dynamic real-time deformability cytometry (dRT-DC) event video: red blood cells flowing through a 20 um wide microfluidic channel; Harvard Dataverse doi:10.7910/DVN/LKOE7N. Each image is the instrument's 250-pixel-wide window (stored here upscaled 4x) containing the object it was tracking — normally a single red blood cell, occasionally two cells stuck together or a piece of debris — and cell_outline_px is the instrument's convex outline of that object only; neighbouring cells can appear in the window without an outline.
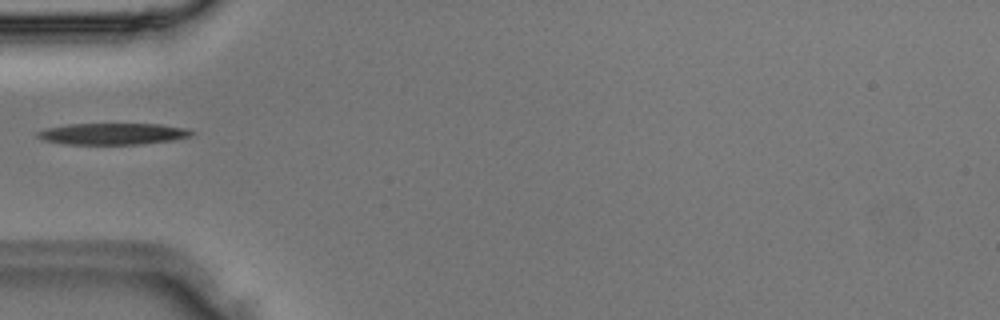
{"species": "Egyptian fruit bat (a non-hibernating species)", "species_latin": "Rousettus aegyptiacus", "temperature_condition": "room temperature", "stored_images_in_passage": 3, "camera_frame_rate_fps": 3000, "um_per_image_px": 0.085, "animal": {"sex": "male"}, "frame": {"image": 1, "passage_image": 3, "time_ms": 0.667, "image_size_px": [1000, 320], "cell_outline_px": [[196, 132], [188, 136], [172, 140], [140, 144], [68, 144], [44, 140], [36, 136], [36, 132], [48, 128], [68, 124], [160, 124], [188, 128]], "centroid_in_image_um": [9.61, 11.37], "position_along_channel_um": 75.4, "area_um2": 19.13}}